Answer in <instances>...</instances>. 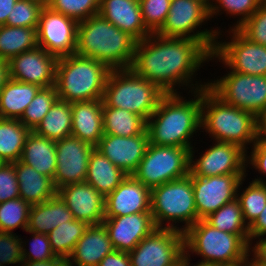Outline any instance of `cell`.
<instances>
[{
  "label": "cell",
  "mask_w": 266,
  "mask_h": 266,
  "mask_svg": "<svg viewBox=\"0 0 266 266\" xmlns=\"http://www.w3.org/2000/svg\"><path fill=\"white\" fill-rule=\"evenodd\" d=\"M213 266H248V261H236L233 263L213 264Z\"/></svg>",
  "instance_id": "cell-57"
},
{
  "label": "cell",
  "mask_w": 266,
  "mask_h": 266,
  "mask_svg": "<svg viewBox=\"0 0 266 266\" xmlns=\"http://www.w3.org/2000/svg\"><path fill=\"white\" fill-rule=\"evenodd\" d=\"M40 89L10 78L0 91V118L20 119Z\"/></svg>",
  "instance_id": "cell-30"
},
{
  "label": "cell",
  "mask_w": 266,
  "mask_h": 266,
  "mask_svg": "<svg viewBox=\"0 0 266 266\" xmlns=\"http://www.w3.org/2000/svg\"><path fill=\"white\" fill-rule=\"evenodd\" d=\"M150 212L157 228L185 233L198 221L192 176L166 182L151 189ZM184 225H176L178 223Z\"/></svg>",
  "instance_id": "cell-6"
},
{
  "label": "cell",
  "mask_w": 266,
  "mask_h": 266,
  "mask_svg": "<svg viewBox=\"0 0 266 266\" xmlns=\"http://www.w3.org/2000/svg\"><path fill=\"white\" fill-rule=\"evenodd\" d=\"M88 226L86 222L74 219L50 231L47 236L55 255L68 259Z\"/></svg>",
  "instance_id": "cell-37"
},
{
  "label": "cell",
  "mask_w": 266,
  "mask_h": 266,
  "mask_svg": "<svg viewBox=\"0 0 266 266\" xmlns=\"http://www.w3.org/2000/svg\"><path fill=\"white\" fill-rule=\"evenodd\" d=\"M165 94L131 69L111 70L105 85L103 107L126 109L147 121Z\"/></svg>",
  "instance_id": "cell-7"
},
{
  "label": "cell",
  "mask_w": 266,
  "mask_h": 266,
  "mask_svg": "<svg viewBox=\"0 0 266 266\" xmlns=\"http://www.w3.org/2000/svg\"><path fill=\"white\" fill-rule=\"evenodd\" d=\"M151 189L128 175L105 197V217L150 212Z\"/></svg>",
  "instance_id": "cell-22"
},
{
  "label": "cell",
  "mask_w": 266,
  "mask_h": 266,
  "mask_svg": "<svg viewBox=\"0 0 266 266\" xmlns=\"http://www.w3.org/2000/svg\"><path fill=\"white\" fill-rule=\"evenodd\" d=\"M98 266H131L128 252L113 250L107 254Z\"/></svg>",
  "instance_id": "cell-49"
},
{
  "label": "cell",
  "mask_w": 266,
  "mask_h": 266,
  "mask_svg": "<svg viewBox=\"0 0 266 266\" xmlns=\"http://www.w3.org/2000/svg\"><path fill=\"white\" fill-rule=\"evenodd\" d=\"M10 79L8 61L0 59V91Z\"/></svg>",
  "instance_id": "cell-55"
},
{
  "label": "cell",
  "mask_w": 266,
  "mask_h": 266,
  "mask_svg": "<svg viewBox=\"0 0 266 266\" xmlns=\"http://www.w3.org/2000/svg\"><path fill=\"white\" fill-rule=\"evenodd\" d=\"M209 19V6L204 1L171 0L166 21L156 34L163 37L196 39L212 53L216 41L222 38L219 35H222L223 31L218 27L197 30Z\"/></svg>",
  "instance_id": "cell-9"
},
{
  "label": "cell",
  "mask_w": 266,
  "mask_h": 266,
  "mask_svg": "<svg viewBox=\"0 0 266 266\" xmlns=\"http://www.w3.org/2000/svg\"><path fill=\"white\" fill-rule=\"evenodd\" d=\"M242 178L237 188V199L240 202L243 218L248 227L258 218L266 205V180L258 177L249 182L250 184L240 192L245 181ZM239 192V193H238Z\"/></svg>",
  "instance_id": "cell-36"
},
{
  "label": "cell",
  "mask_w": 266,
  "mask_h": 266,
  "mask_svg": "<svg viewBox=\"0 0 266 266\" xmlns=\"http://www.w3.org/2000/svg\"><path fill=\"white\" fill-rule=\"evenodd\" d=\"M206 148L200 158L194 160V147L190 149L189 174L191 176L210 177L226 174H247L246 152L232 143L214 141Z\"/></svg>",
  "instance_id": "cell-14"
},
{
  "label": "cell",
  "mask_w": 266,
  "mask_h": 266,
  "mask_svg": "<svg viewBox=\"0 0 266 266\" xmlns=\"http://www.w3.org/2000/svg\"><path fill=\"white\" fill-rule=\"evenodd\" d=\"M33 132L53 141L70 136L72 132L71 103L58 99Z\"/></svg>",
  "instance_id": "cell-31"
},
{
  "label": "cell",
  "mask_w": 266,
  "mask_h": 266,
  "mask_svg": "<svg viewBox=\"0 0 266 266\" xmlns=\"http://www.w3.org/2000/svg\"><path fill=\"white\" fill-rule=\"evenodd\" d=\"M32 235L30 240L28 251L25 248L26 241H22L23 244V261H45L58 256L52 251L51 244L48 240L47 234L34 233L32 231H25ZM32 241V242H31Z\"/></svg>",
  "instance_id": "cell-46"
},
{
  "label": "cell",
  "mask_w": 266,
  "mask_h": 266,
  "mask_svg": "<svg viewBox=\"0 0 266 266\" xmlns=\"http://www.w3.org/2000/svg\"><path fill=\"white\" fill-rule=\"evenodd\" d=\"M208 87L225 103L256 117L266 108V76L230 70L220 79L208 81Z\"/></svg>",
  "instance_id": "cell-11"
},
{
  "label": "cell",
  "mask_w": 266,
  "mask_h": 266,
  "mask_svg": "<svg viewBox=\"0 0 266 266\" xmlns=\"http://www.w3.org/2000/svg\"><path fill=\"white\" fill-rule=\"evenodd\" d=\"M20 197L18 180L13 163L0 167V203Z\"/></svg>",
  "instance_id": "cell-47"
},
{
  "label": "cell",
  "mask_w": 266,
  "mask_h": 266,
  "mask_svg": "<svg viewBox=\"0 0 266 266\" xmlns=\"http://www.w3.org/2000/svg\"><path fill=\"white\" fill-rule=\"evenodd\" d=\"M257 137L266 140V108L257 116Z\"/></svg>",
  "instance_id": "cell-54"
},
{
  "label": "cell",
  "mask_w": 266,
  "mask_h": 266,
  "mask_svg": "<svg viewBox=\"0 0 266 266\" xmlns=\"http://www.w3.org/2000/svg\"><path fill=\"white\" fill-rule=\"evenodd\" d=\"M128 175L115 166L105 155L96 148L93 149L87 168L85 182L92 185L104 197L114 189Z\"/></svg>",
  "instance_id": "cell-29"
},
{
  "label": "cell",
  "mask_w": 266,
  "mask_h": 266,
  "mask_svg": "<svg viewBox=\"0 0 266 266\" xmlns=\"http://www.w3.org/2000/svg\"><path fill=\"white\" fill-rule=\"evenodd\" d=\"M191 93L189 100L180 93L163 96L146 121L150 144L193 148L191 138L201 129L202 89Z\"/></svg>",
  "instance_id": "cell-2"
},
{
  "label": "cell",
  "mask_w": 266,
  "mask_h": 266,
  "mask_svg": "<svg viewBox=\"0 0 266 266\" xmlns=\"http://www.w3.org/2000/svg\"><path fill=\"white\" fill-rule=\"evenodd\" d=\"M247 174H226L210 177L192 176L198 220H204L224 204L237 197V188Z\"/></svg>",
  "instance_id": "cell-16"
},
{
  "label": "cell",
  "mask_w": 266,
  "mask_h": 266,
  "mask_svg": "<svg viewBox=\"0 0 266 266\" xmlns=\"http://www.w3.org/2000/svg\"><path fill=\"white\" fill-rule=\"evenodd\" d=\"M35 3H38L42 7H48L51 4L52 0H29Z\"/></svg>",
  "instance_id": "cell-59"
},
{
  "label": "cell",
  "mask_w": 266,
  "mask_h": 266,
  "mask_svg": "<svg viewBox=\"0 0 266 266\" xmlns=\"http://www.w3.org/2000/svg\"><path fill=\"white\" fill-rule=\"evenodd\" d=\"M184 251L203 257L199 263L223 264L248 261L250 246L239 235L198 220L184 233Z\"/></svg>",
  "instance_id": "cell-8"
},
{
  "label": "cell",
  "mask_w": 266,
  "mask_h": 266,
  "mask_svg": "<svg viewBox=\"0 0 266 266\" xmlns=\"http://www.w3.org/2000/svg\"><path fill=\"white\" fill-rule=\"evenodd\" d=\"M113 248L118 251H132L157 227L151 212L133 213L124 216L105 217L103 220Z\"/></svg>",
  "instance_id": "cell-20"
},
{
  "label": "cell",
  "mask_w": 266,
  "mask_h": 266,
  "mask_svg": "<svg viewBox=\"0 0 266 266\" xmlns=\"http://www.w3.org/2000/svg\"><path fill=\"white\" fill-rule=\"evenodd\" d=\"M266 235V205L258 218L249 226V246L252 241Z\"/></svg>",
  "instance_id": "cell-50"
},
{
  "label": "cell",
  "mask_w": 266,
  "mask_h": 266,
  "mask_svg": "<svg viewBox=\"0 0 266 266\" xmlns=\"http://www.w3.org/2000/svg\"><path fill=\"white\" fill-rule=\"evenodd\" d=\"M228 30L231 39L217 40L209 60H218L237 73L266 76V46L251 42L238 29Z\"/></svg>",
  "instance_id": "cell-12"
},
{
  "label": "cell",
  "mask_w": 266,
  "mask_h": 266,
  "mask_svg": "<svg viewBox=\"0 0 266 266\" xmlns=\"http://www.w3.org/2000/svg\"><path fill=\"white\" fill-rule=\"evenodd\" d=\"M258 240V241H257ZM255 245L250 246V254H252L260 263L266 264V237H260Z\"/></svg>",
  "instance_id": "cell-51"
},
{
  "label": "cell",
  "mask_w": 266,
  "mask_h": 266,
  "mask_svg": "<svg viewBox=\"0 0 266 266\" xmlns=\"http://www.w3.org/2000/svg\"><path fill=\"white\" fill-rule=\"evenodd\" d=\"M238 30L251 42L266 46V8L261 4Z\"/></svg>",
  "instance_id": "cell-45"
},
{
  "label": "cell",
  "mask_w": 266,
  "mask_h": 266,
  "mask_svg": "<svg viewBox=\"0 0 266 266\" xmlns=\"http://www.w3.org/2000/svg\"><path fill=\"white\" fill-rule=\"evenodd\" d=\"M21 266H68V262L63 257H57L45 261H23Z\"/></svg>",
  "instance_id": "cell-52"
},
{
  "label": "cell",
  "mask_w": 266,
  "mask_h": 266,
  "mask_svg": "<svg viewBox=\"0 0 266 266\" xmlns=\"http://www.w3.org/2000/svg\"><path fill=\"white\" fill-rule=\"evenodd\" d=\"M71 111V135L95 147L104 135L103 99L72 102Z\"/></svg>",
  "instance_id": "cell-25"
},
{
  "label": "cell",
  "mask_w": 266,
  "mask_h": 266,
  "mask_svg": "<svg viewBox=\"0 0 266 266\" xmlns=\"http://www.w3.org/2000/svg\"><path fill=\"white\" fill-rule=\"evenodd\" d=\"M202 1H204L209 6L210 3H212L213 0H202Z\"/></svg>",
  "instance_id": "cell-60"
},
{
  "label": "cell",
  "mask_w": 266,
  "mask_h": 266,
  "mask_svg": "<svg viewBox=\"0 0 266 266\" xmlns=\"http://www.w3.org/2000/svg\"><path fill=\"white\" fill-rule=\"evenodd\" d=\"M210 55L211 53L196 39L150 34L137 41L130 69L136 75L153 82L166 94H181L177 90L184 86L186 88L183 89L188 87V93H191L208 86V82L195 81L194 84L193 76L196 77L195 74L203 64L210 61Z\"/></svg>",
  "instance_id": "cell-1"
},
{
  "label": "cell",
  "mask_w": 266,
  "mask_h": 266,
  "mask_svg": "<svg viewBox=\"0 0 266 266\" xmlns=\"http://www.w3.org/2000/svg\"><path fill=\"white\" fill-rule=\"evenodd\" d=\"M139 4L146 28L156 34L166 21L171 0H139Z\"/></svg>",
  "instance_id": "cell-42"
},
{
  "label": "cell",
  "mask_w": 266,
  "mask_h": 266,
  "mask_svg": "<svg viewBox=\"0 0 266 266\" xmlns=\"http://www.w3.org/2000/svg\"><path fill=\"white\" fill-rule=\"evenodd\" d=\"M37 46V28L0 26V59L9 61Z\"/></svg>",
  "instance_id": "cell-33"
},
{
  "label": "cell",
  "mask_w": 266,
  "mask_h": 266,
  "mask_svg": "<svg viewBox=\"0 0 266 266\" xmlns=\"http://www.w3.org/2000/svg\"><path fill=\"white\" fill-rule=\"evenodd\" d=\"M191 254H184L181 258V266H213V264L197 263L195 265L190 264Z\"/></svg>",
  "instance_id": "cell-56"
},
{
  "label": "cell",
  "mask_w": 266,
  "mask_h": 266,
  "mask_svg": "<svg viewBox=\"0 0 266 266\" xmlns=\"http://www.w3.org/2000/svg\"><path fill=\"white\" fill-rule=\"evenodd\" d=\"M111 69L96 59L71 54L56 64L55 87L58 99L78 102L103 99Z\"/></svg>",
  "instance_id": "cell-5"
},
{
  "label": "cell",
  "mask_w": 266,
  "mask_h": 266,
  "mask_svg": "<svg viewBox=\"0 0 266 266\" xmlns=\"http://www.w3.org/2000/svg\"><path fill=\"white\" fill-rule=\"evenodd\" d=\"M57 60L55 55L37 46L8 61L10 78L41 88L54 86Z\"/></svg>",
  "instance_id": "cell-18"
},
{
  "label": "cell",
  "mask_w": 266,
  "mask_h": 266,
  "mask_svg": "<svg viewBox=\"0 0 266 266\" xmlns=\"http://www.w3.org/2000/svg\"><path fill=\"white\" fill-rule=\"evenodd\" d=\"M57 100L58 95L55 85L41 88L27 106L19 121L30 131H33Z\"/></svg>",
  "instance_id": "cell-39"
},
{
  "label": "cell",
  "mask_w": 266,
  "mask_h": 266,
  "mask_svg": "<svg viewBox=\"0 0 266 266\" xmlns=\"http://www.w3.org/2000/svg\"><path fill=\"white\" fill-rule=\"evenodd\" d=\"M72 220H74L73 214L63 200L56 195L45 202L31 205L26 230L48 234L59 225Z\"/></svg>",
  "instance_id": "cell-27"
},
{
  "label": "cell",
  "mask_w": 266,
  "mask_h": 266,
  "mask_svg": "<svg viewBox=\"0 0 266 266\" xmlns=\"http://www.w3.org/2000/svg\"><path fill=\"white\" fill-rule=\"evenodd\" d=\"M20 161L38 173L53 179L57 165L56 141L30 131L26 137Z\"/></svg>",
  "instance_id": "cell-28"
},
{
  "label": "cell",
  "mask_w": 266,
  "mask_h": 266,
  "mask_svg": "<svg viewBox=\"0 0 266 266\" xmlns=\"http://www.w3.org/2000/svg\"><path fill=\"white\" fill-rule=\"evenodd\" d=\"M20 237V238H19ZM23 262V242L16 233L0 232V264L20 265Z\"/></svg>",
  "instance_id": "cell-44"
},
{
  "label": "cell",
  "mask_w": 266,
  "mask_h": 266,
  "mask_svg": "<svg viewBox=\"0 0 266 266\" xmlns=\"http://www.w3.org/2000/svg\"><path fill=\"white\" fill-rule=\"evenodd\" d=\"M113 250L115 249L103 223L89 225L68 257V266H98Z\"/></svg>",
  "instance_id": "cell-24"
},
{
  "label": "cell",
  "mask_w": 266,
  "mask_h": 266,
  "mask_svg": "<svg viewBox=\"0 0 266 266\" xmlns=\"http://www.w3.org/2000/svg\"><path fill=\"white\" fill-rule=\"evenodd\" d=\"M261 4L266 8V0H262Z\"/></svg>",
  "instance_id": "cell-61"
},
{
  "label": "cell",
  "mask_w": 266,
  "mask_h": 266,
  "mask_svg": "<svg viewBox=\"0 0 266 266\" xmlns=\"http://www.w3.org/2000/svg\"><path fill=\"white\" fill-rule=\"evenodd\" d=\"M137 40L99 14L78 22L75 54L96 59L111 70L130 69Z\"/></svg>",
  "instance_id": "cell-3"
},
{
  "label": "cell",
  "mask_w": 266,
  "mask_h": 266,
  "mask_svg": "<svg viewBox=\"0 0 266 266\" xmlns=\"http://www.w3.org/2000/svg\"><path fill=\"white\" fill-rule=\"evenodd\" d=\"M5 162L0 158V167L4 164Z\"/></svg>",
  "instance_id": "cell-62"
},
{
  "label": "cell",
  "mask_w": 266,
  "mask_h": 266,
  "mask_svg": "<svg viewBox=\"0 0 266 266\" xmlns=\"http://www.w3.org/2000/svg\"><path fill=\"white\" fill-rule=\"evenodd\" d=\"M98 14L137 41L152 34L144 24L139 0H100Z\"/></svg>",
  "instance_id": "cell-23"
},
{
  "label": "cell",
  "mask_w": 266,
  "mask_h": 266,
  "mask_svg": "<svg viewBox=\"0 0 266 266\" xmlns=\"http://www.w3.org/2000/svg\"><path fill=\"white\" fill-rule=\"evenodd\" d=\"M260 5L261 0H213L209 5V17L211 19L224 12L230 17L238 16L239 20L237 19L234 26L230 27V29H238L259 9Z\"/></svg>",
  "instance_id": "cell-40"
},
{
  "label": "cell",
  "mask_w": 266,
  "mask_h": 266,
  "mask_svg": "<svg viewBox=\"0 0 266 266\" xmlns=\"http://www.w3.org/2000/svg\"><path fill=\"white\" fill-rule=\"evenodd\" d=\"M95 147L72 135L56 141V189L85 182L90 155Z\"/></svg>",
  "instance_id": "cell-17"
},
{
  "label": "cell",
  "mask_w": 266,
  "mask_h": 266,
  "mask_svg": "<svg viewBox=\"0 0 266 266\" xmlns=\"http://www.w3.org/2000/svg\"><path fill=\"white\" fill-rule=\"evenodd\" d=\"M148 145L149 136L145 129L130 137L104 134L95 148L127 175H133Z\"/></svg>",
  "instance_id": "cell-19"
},
{
  "label": "cell",
  "mask_w": 266,
  "mask_h": 266,
  "mask_svg": "<svg viewBox=\"0 0 266 266\" xmlns=\"http://www.w3.org/2000/svg\"><path fill=\"white\" fill-rule=\"evenodd\" d=\"M190 150L185 147L148 145L133 176L146 187L162 185L189 174Z\"/></svg>",
  "instance_id": "cell-10"
},
{
  "label": "cell",
  "mask_w": 266,
  "mask_h": 266,
  "mask_svg": "<svg viewBox=\"0 0 266 266\" xmlns=\"http://www.w3.org/2000/svg\"><path fill=\"white\" fill-rule=\"evenodd\" d=\"M250 255L248 257V266H266V264L260 263L254 256L251 257Z\"/></svg>",
  "instance_id": "cell-58"
},
{
  "label": "cell",
  "mask_w": 266,
  "mask_h": 266,
  "mask_svg": "<svg viewBox=\"0 0 266 266\" xmlns=\"http://www.w3.org/2000/svg\"><path fill=\"white\" fill-rule=\"evenodd\" d=\"M131 266H176L184 251V233L156 228L130 252Z\"/></svg>",
  "instance_id": "cell-13"
},
{
  "label": "cell",
  "mask_w": 266,
  "mask_h": 266,
  "mask_svg": "<svg viewBox=\"0 0 266 266\" xmlns=\"http://www.w3.org/2000/svg\"><path fill=\"white\" fill-rule=\"evenodd\" d=\"M30 207L20 197L0 203V232L13 234L16 228L26 231Z\"/></svg>",
  "instance_id": "cell-38"
},
{
  "label": "cell",
  "mask_w": 266,
  "mask_h": 266,
  "mask_svg": "<svg viewBox=\"0 0 266 266\" xmlns=\"http://www.w3.org/2000/svg\"><path fill=\"white\" fill-rule=\"evenodd\" d=\"M202 129L211 140L236 144L246 152L258 139L257 117L225 103L208 86L202 89Z\"/></svg>",
  "instance_id": "cell-4"
},
{
  "label": "cell",
  "mask_w": 266,
  "mask_h": 266,
  "mask_svg": "<svg viewBox=\"0 0 266 266\" xmlns=\"http://www.w3.org/2000/svg\"><path fill=\"white\" fill-rule=\"evenodd\" d=\"M146 129V121L126 109L103 107V133L130 137L141 134Z\"/></svg>",
  "instance_id": "cell-34"
},
{
  "label": "cell",
  "mask_w": 266,
  "mask_h": 266,
  "mask_svg": "<svg viewBox=\"0 0 266 266\" xmlns=\"http://www.w3.org/2000/svg\"><path fill=\"white\" fill-rule=\"evenodd\" d=\"M249 154H246V166L251 165L256 172L266 175V140L258 138Z\"/></svg>",
  "instance_id": "cell-48"
},
{
  "label": "cell",
  "mask_w": 266,
  "mask_h": 266,
  "mask_svg": "<svg viewBox=\"0 0 266 266\" xmlns=\"http://www.w3.org/2000/svg\"><path fill=\"white\" fill-rule=\"evenodd\" d=\"M17 0H0V26L6 25L10 11Z\"/></svg>",
  "instance_id": "cell-53"
},
{
  "label": "cell",
  "mask_w": 266,
  "mask_h": 266,
  "mask_svg": "<svg viewBox=\"0 0 266 266\" xmlns=\"http://www.w3.org/2000/svg\"><path fill=\"white\" fill-rule=\"evenodd\" d=\"M43 7L29 0H17L10 11L6 25L37 28Z\"/></svg>",
  "instance_id": "cell-43"
},
{
  "label": "cell",
  "mask_w": 266,
  "mask_h": 266,
  "mask_svg": "<svg viewBox=\"0 0 266 266\" xmlns=\"http://www.w3.org/2000/svg\"><path fill=\"white\" fill-rule=\"evenodd\" d=\"M30 130L19 119L0 118V158L5 163L21 159Z\"/></svg>",
  "instance_id": "cell-32"
},
{
  "label": "cell",
  "mask_w": 266,
  "mask_h": 266,
  "mask_svg": "<svg viewBox=\"0 0 266 266\" xmlns=\"http://www.w3.org/2000/svg\"><path fill=\"white\" fill-rule=\"evenodd\" d=\"M78 22L43 7L37 27L38 46L57 58L75 54Z\"/></svg>",
  "instance_id": "cell-15"
},
{
  "label": "cell",
  "mask_w": 266,
  "mask_h": 266,
  "mask_svg": "<svg viewBox=\"0 0 266 266\" xmlns=\"http://www.w3.org/2000/svg\"><path fill=\"white\" fill-rule=\"evenodd\" d=\"M18 180L19 195L30 205L45 202L57 195L53 179L38 173L20 160L13 163Z\"/></svg>",
  "instance_id": "cell-26"
},
{
  "label": "cell",
  "mask_w": 266,
  "mask_h": 266,
  "mask_svg": "<svg viewBox=\"0 0 266 266\" xmlns=\"http://www.w3.org/2000/svg\"><path fill=\"white\" fill-rule=\"evenodd\" d=\"M204 220L218 230L239 235L249 245V227L244 221L237 198L224 204Z\"/></svg>",
  "instance_id": "cell-35"
},
{
  "label": "cell",
  "mask_w": 266,
  "mask_h": 266,
  "mask_svg": "<svg viewBox=\"0 0 266 266\" xmlns=\"http://www.w3.org/2000/svg\"><path fill=\"white\" fill-rule=\"evenodd\" d=\"M74 219L88 225L101 224L105 219V197L87 182L73 183L57 189Z\"/></svg>",
  "instance_id": "cell-21"
},
{
  "label": "cell",
  "mask_w": 266,
  "mask_h": 266,
  "mask_svg": "<svg viewBox=\"0 0 266 266\" xmlns=\"http://www.w3.org/2000/svg\"><path fill=\"white\" fill-rule=\"evenodd\" d=\"M99 2L100 0H52L48 7L81 22L98 14Z\"/></svg>",
  "instance_id": "cell-41"
}]
</instances>
